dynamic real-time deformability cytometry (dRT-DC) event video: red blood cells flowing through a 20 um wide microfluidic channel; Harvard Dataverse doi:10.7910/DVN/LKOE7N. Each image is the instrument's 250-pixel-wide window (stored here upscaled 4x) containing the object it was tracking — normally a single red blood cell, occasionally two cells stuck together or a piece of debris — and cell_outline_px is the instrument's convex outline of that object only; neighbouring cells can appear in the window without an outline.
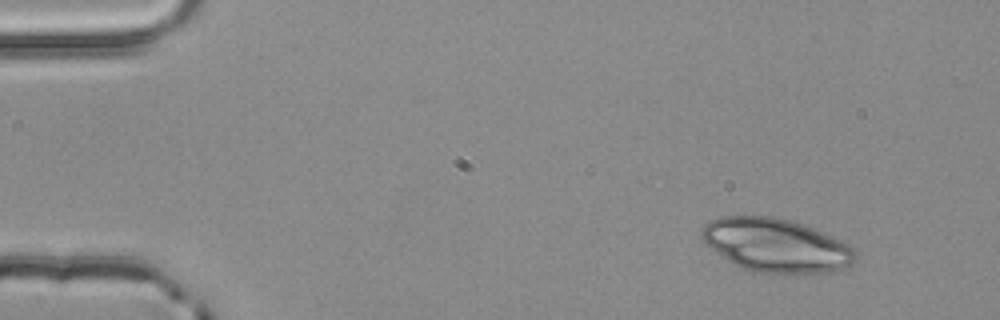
{"species": "common noctule bat (a hibernating species)", "species_latin": "Nyctalus noctula", "temperature_condition": "room temperature", "stored_images_in_passage": 2, "camera_frame_rate_fps": 3000, "um_per_image_px": 0.085, "animal": {"sex": "male", "body_mass_g": 20.4}, "frame": {"image": 1, "passage_image": 1, "time_ms": 0.0, "image_size_px": [1000, 320], "cell_outline_px": [[856, 260], [852, 264], [844, 268], [832, 272], [752, 272], [740, 268], [716, 252], [700, 236], [700, 232], [704, 224], [720, 216], [772, 216], [788, 220], [812, 228], [840, 240], [856, 248]], "centroid_in_image_um": [65.96, 20.85], "position_along_channel_um": 19.0, "area_um2": 47.51}}